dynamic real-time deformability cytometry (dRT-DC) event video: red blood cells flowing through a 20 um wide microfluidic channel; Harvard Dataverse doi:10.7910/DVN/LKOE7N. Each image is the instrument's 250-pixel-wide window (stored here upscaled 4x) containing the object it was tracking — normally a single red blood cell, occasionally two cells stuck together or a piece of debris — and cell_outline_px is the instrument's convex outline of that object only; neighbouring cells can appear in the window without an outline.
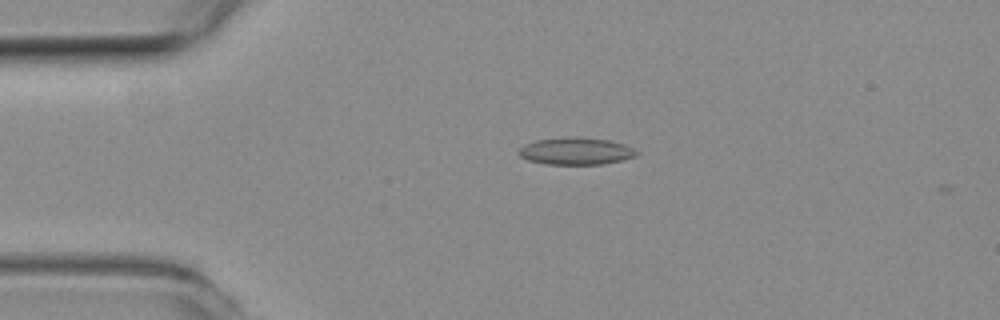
{"species": "common noctule bat (a hibernating species)", "species_latin": "Nyctalus noctula", "temperature_condition": "room temperature", "stored_images_in_passage": 2, "camera_frame_rate_fps": 3000, "um_per_image_px": 0.085, "animal": {"sex": "female", "body_mass_g": 19.3, "forearm_length_mm": 54.1}, "frame": {"image": 1, "passage_image": 1, "time_ms": 0.0, "image_size_px": [1000, 320], "cell_outline_px": [[640, 152], [636, 156], [604, 164], [548, 164], [528, 160], [520, 156], [516, 152], [524, 144], [536, 140], [608, 140], [624, 144]], "centroid_in_image_um": [48.95, 12.9], "position_along_channel_um": 36.0, "area_um2": 17.57}}